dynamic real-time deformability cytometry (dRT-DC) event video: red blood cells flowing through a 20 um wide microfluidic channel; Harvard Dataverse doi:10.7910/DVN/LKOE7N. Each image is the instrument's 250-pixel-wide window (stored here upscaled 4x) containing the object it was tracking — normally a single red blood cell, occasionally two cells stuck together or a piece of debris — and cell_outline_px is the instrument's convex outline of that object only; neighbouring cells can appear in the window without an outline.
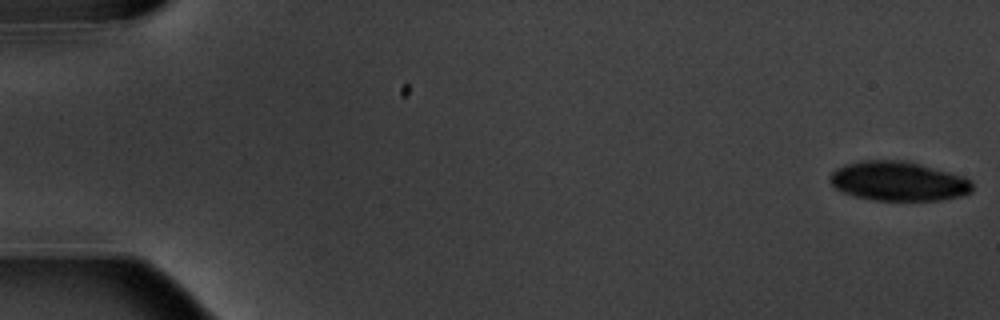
{"species": "common noctule bat (a hibernating species)", "species_latin": "Nyctalus noctula", "temperature_condition": "warm", "stored_images_in_passage": 7, "camera_frame_rate_fps": 3000, "um_per_image_px": 0.085, "animal": {"sex": "male", "body_mass_g": 20.1, "forearm_length_mm": 53.5}, "frame": {"image": 1, "passage_image": 1, "time_ms": 0.0, "image_size_px": [1000, 320], "cell_outline_px": [[972, 192], [960, 196], [940, 200], [872, 200], [856, 196], [844, 192], [836, 188], [832, 184], [832, 172], [836, 168], [848, 164], [864, 160], [904, 160], [920, 164], [964, 176], [972, 184]], "centroid_in_image_um": [76.39, 15.4], "position_along_channel_um": 8.6, "area_um2": 32.31}}